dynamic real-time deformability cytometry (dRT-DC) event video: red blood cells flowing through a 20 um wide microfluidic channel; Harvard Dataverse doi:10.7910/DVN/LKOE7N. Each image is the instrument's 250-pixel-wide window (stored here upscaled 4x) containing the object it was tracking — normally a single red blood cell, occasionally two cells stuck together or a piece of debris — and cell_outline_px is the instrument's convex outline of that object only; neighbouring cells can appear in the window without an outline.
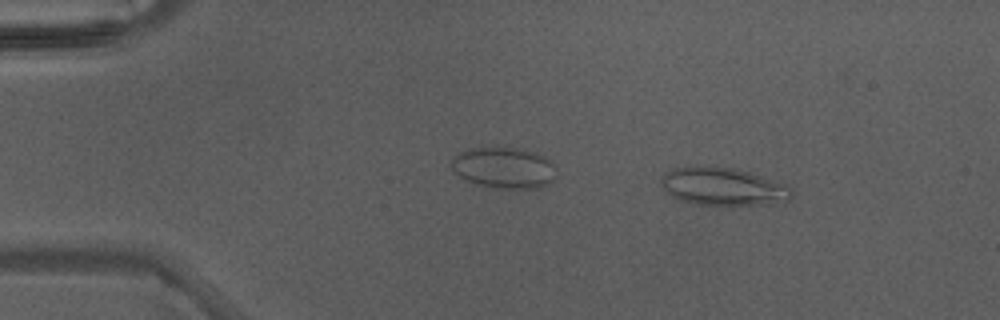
{"species": "Egyptian fruit bat (a non-hibernating species)", "species_latin": "Rousettus aegyptiacus", "temperature_condition": "warm", "stored_images_in_passage": 5, "camera_frame_rate_fps": 3000, "um_per_image_px": 0.085, "animal": {"sex": "male"}, "frame": {"image": 1, "passage_image": 2, "time_ms": 0.333, "image_size_px": [1000, 320], "cell_outline_px": [[792, 196], [788, 200], [760, 204], [696, 204], [680, 200], [668, 192], [660, 184], [660, 180], [668, 172], [676, 168], [732, 168], [748, 172], [760, 176], [792, 188]], "centroid_in_image_um": [61.46, 15.88], "position_along_channel_um": 23.5, "area_um2": 27.34}}